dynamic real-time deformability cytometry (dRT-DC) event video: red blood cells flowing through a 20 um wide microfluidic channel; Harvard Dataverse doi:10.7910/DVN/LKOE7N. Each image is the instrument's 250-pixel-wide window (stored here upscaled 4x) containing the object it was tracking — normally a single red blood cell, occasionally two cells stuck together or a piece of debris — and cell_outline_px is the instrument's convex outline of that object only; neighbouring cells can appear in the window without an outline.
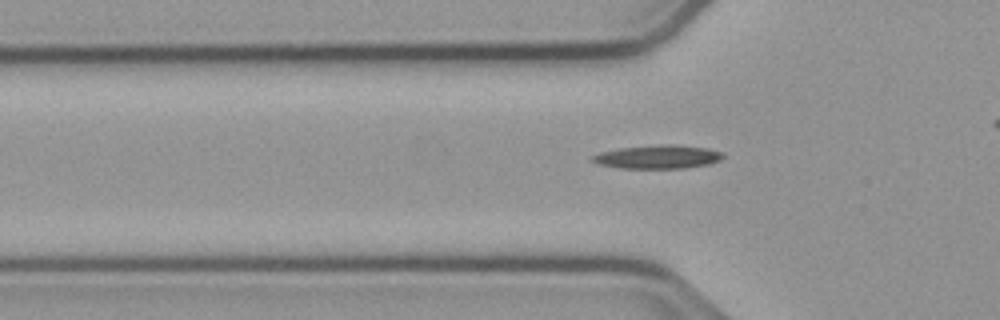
{"species": "common noctule bat (a hibernating species)", "species_latin": "Nyctalus noctula", "temperature_condition": "cold", "stored_images_in_passage": 7, "camera_frame_rate_fps": 3000, "um_per_image_px": 0.085, "animal": {"sex": "male", "body_mass_g": 23.1, "forearm_length_mm": 52.7}, "frame": {"image": 1, "passage_image": 5, "time_ms": 1.333, "image_size_px": [1000, 320], "cell_outline_px": [[724, 156], [720, 160], [708, 164], [684, 168], [620, 168], [600, 164], [588, 160], [592, 156], [600, 152], [620, 148], [668, 144], [672, 144], [708, 148], [720, 152]], "centroid_in_image_um": [55.89, 13.33], "position_along_channel_um": 69.9, "area_um2": 17.74}}